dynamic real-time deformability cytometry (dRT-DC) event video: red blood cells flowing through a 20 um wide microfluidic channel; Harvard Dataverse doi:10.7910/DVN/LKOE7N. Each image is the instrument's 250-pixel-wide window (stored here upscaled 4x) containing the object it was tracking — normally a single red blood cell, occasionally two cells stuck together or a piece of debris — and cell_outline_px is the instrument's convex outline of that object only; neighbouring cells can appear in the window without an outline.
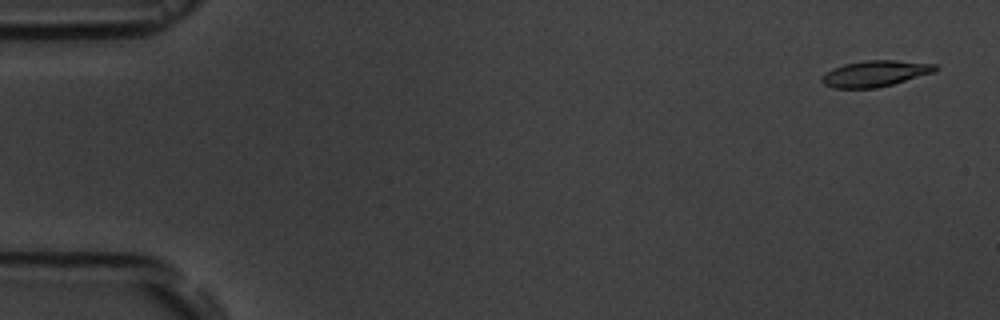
{"species": "common noctule bat (a hibernating species)", "species_latin": "Nyctalus noctula", "temperature_condition": "room temperature", "stored_images_in_passage": 5, "camera_frame_rate_fps": 3000, "um_per_image_px": 0.085, "animal": {"sex": "male", "body_mass_g": 19.5, "forearm_length_mm": 54.6}, "frame": {"image": 1, "passage_image": 1, "time_ms": 0.0, "image_size_px": [1000, 320], "cell_outline_px": [[940, 68], [936, 72], [892, 84], [876, 88], [832, 88], [824, 84], [820, 80], [832, 68], [844, 64], [864, 60], [896, 60], [936, 64]], "centroid_in_image_um": [74.43, 6.25], "position_along_channel_um": 10.6, "area_um2": 17.28}}
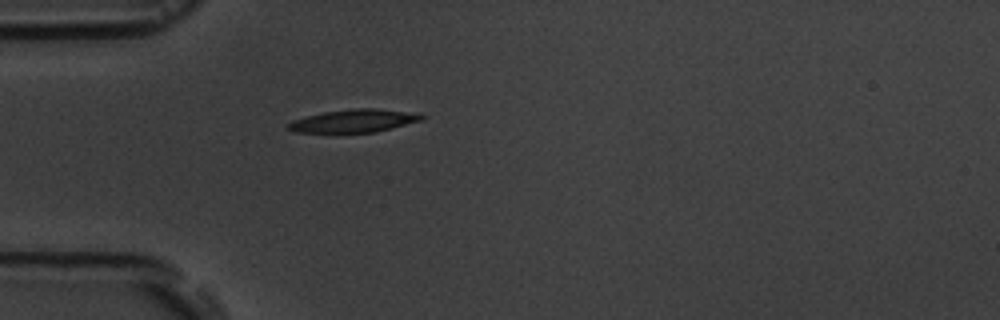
{"frame": {"image": 2, "passage_image": 5, "time_ms": 4.667, "image_size_px": [1000, 320], "cell_outline_px": [[424, 120], [376, 132], [296, 132], [288, 128], [288, 124], [292, 120], [324, 112], [352, 108], [376, 108], [404, 112], [424, 116]], "centroid_in_image_um": [30.08, 10.27], "position_along_channel_um": 54.9, "area_um2": 17.46}}